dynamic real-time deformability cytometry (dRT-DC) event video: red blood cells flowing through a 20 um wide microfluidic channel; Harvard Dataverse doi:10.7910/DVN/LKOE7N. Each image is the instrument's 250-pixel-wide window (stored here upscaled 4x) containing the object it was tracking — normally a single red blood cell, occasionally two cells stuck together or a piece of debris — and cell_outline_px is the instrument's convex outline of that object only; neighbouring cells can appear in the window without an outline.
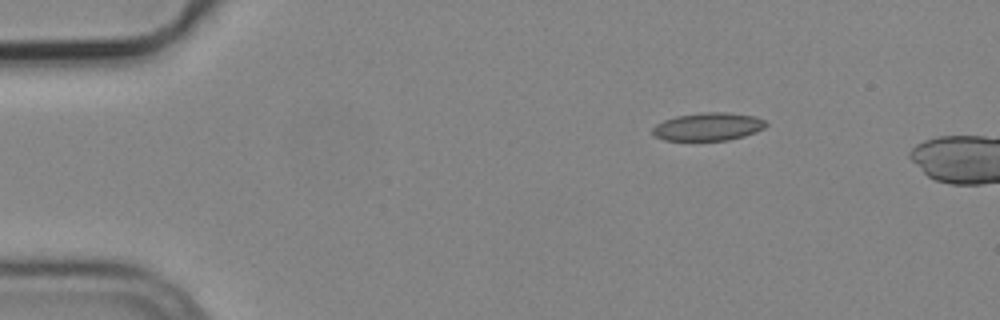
{"species": "common noctule bat (a hibernating species)", "species_latin": "Nyctalus noctula", "temperature_condition": "cold", "stored_images_in_passage": 3, "camera_frame_rate_fps": 3000, "um_per_image_px": 0.085, "animal": {"sex": "male", "body_mass_g": 19.2, "forearm_length_mm": 51.8}, "frame": {"image": 1, "passage_image": 1, "time_ms": 0.0, "image_size_px": [1000, 320], "cell_outline_px": [[768, 124], [764, 128], [756, 132], [744, 136], [728, 140], [664, 140], [656, 136], [652, 132], [652, 128], [656, 124], [664, 120], [676, 116], [704, 112], [728, 112], [756, 116], [764, 120]], "centroid_in_image_um": [60.21, 10.76], "position_along_channel_um": 24.8, "area_um2": 18.5}}